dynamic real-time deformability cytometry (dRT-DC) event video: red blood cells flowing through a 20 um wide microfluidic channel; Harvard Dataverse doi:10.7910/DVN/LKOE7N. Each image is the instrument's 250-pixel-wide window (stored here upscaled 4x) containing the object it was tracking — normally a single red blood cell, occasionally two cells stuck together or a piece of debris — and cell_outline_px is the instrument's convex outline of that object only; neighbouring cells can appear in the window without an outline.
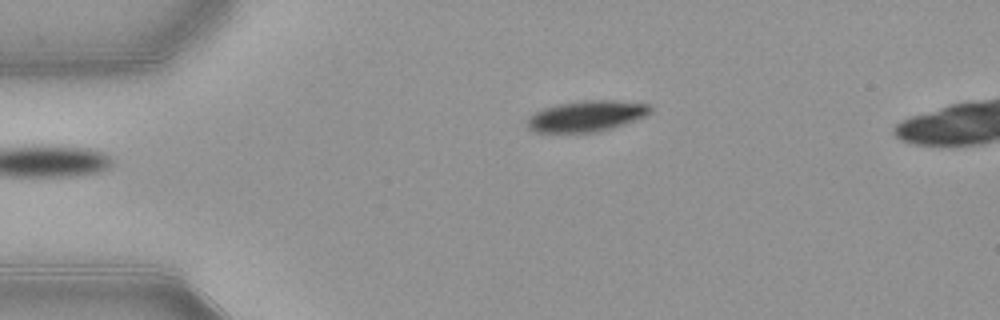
{"species": "common noctule bat (a hibernating species)", "species_latin": "Nyctalus noctula", "temperature_condition": "warm", "stored_images_in_passage": 35, "camera_frame_rate_fps": 3000, "um_per_image_px": 0.085, "animal": {"sex": "female", "body_mass_g": 21.9}, "frame": {"image": 1, "passage_image": 1, "time_ms": 0.0, "image_size_px": [1000, 320], "cell_outline_px": [[652, 112], [648, 116], [612, 128], [592, 132], [536, 132], [528, 128], [528, 116], [544, 108], [556, 104], [584, 100], [616, 100], [652, 104]], "centroid_in_image_um": [49.92, 9.85], "position_along_channel_um": 35.1, "area_um2": 22.31}}
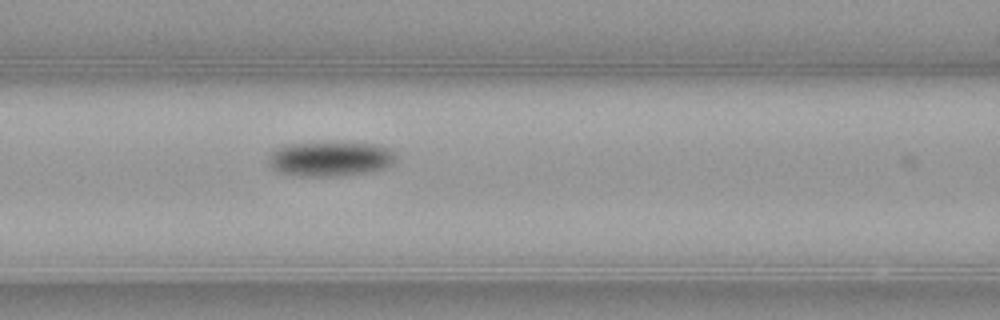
{"frame": {"image": 2, "passage_image": 12, "time_ms": 3.667, "image_size_px": [1000, 320], "cell_outline_px": [[396, 156], [392, 164], [384, 168], [368, 172], [336, 176], [300, 176], [280, 172], [272, 168], [268, 164], [268, 156], [272, 148], [280, 144], [336, 140], [340, 140], [376, 144], [388, 148], [396, 152]], "centroid_in_image_um": [28.02, 13.44], "position_along_channel_um": 138.6, "area_um2": 27.05}}
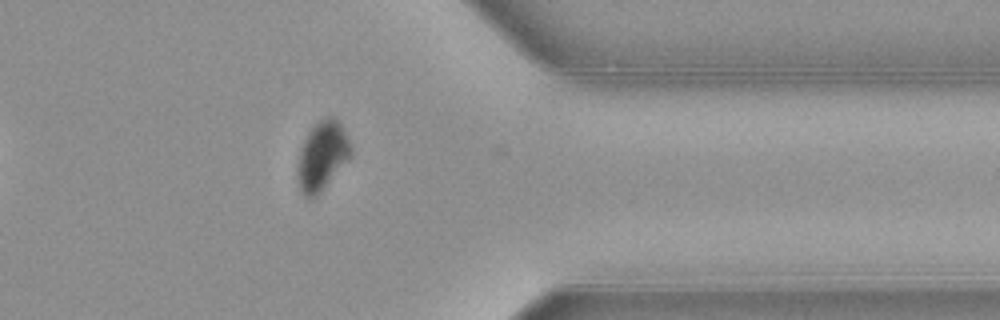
{"frame": {"image": 3, "passage_image": 32, "time_ms": 10.333, "image_size_px": [1000, 320], "cell_outline_px": [[352, 156], [320, 192], [316, 196], [304, 196], [296, 180], [296, 164], [300, 148], [308, 132], [324, 116], [332, 116], [340, 124], [352, 148]], "centroid_in_image_um": [27.36, 13.25], "position_along_channel_um": 384.0, "area_um2": 21.33}, "authors_computed_cell_mechanics": {"area_um2": 25.2008, "velocity_mm_per_s": 3.8723, "shape_relaxation_time_tau1_ms": 2.6592, "shape_relaxation_time_tau2_ms": null, "deformation_change_tau1": 0.1345, "deformation_change_tau2": null}}